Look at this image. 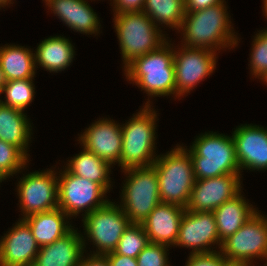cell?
Masks as SVG:
<instances>
[{
	"label": "cell",
	"mask_w": 267,
	"mask_h": 266,
	"mask_svg": "<svg viewBox=\"0 0 267 266\" xmlns=\"http://www.w3.org/2000/svg\"><path fill=\"white\" fill-rule=\"evenodd\" d=\"M226 1L203 10L185 12L182 25V46L205 48L217 52L238 45V37L231 27ZM217 50V51H216Z\"/></svg>",
	"instance_id": "obj_1"
},
{
	"label": "cell",
	"mask_w": 267,
	"mask_h": 266,
	"mask_svg": "<svg viewBox=\"0 0 267 266\" xmlns=\"http://www.w3.org/2000/svg\"><path fill=\"white\" fill-rule=\"evenodd\" d=\"M168 42L124 68L127 80L144 90L148 98L175 95L174 46Z\"/></svg>",
	"instance_id": "obj_2"
},
{
	"label": "cell",
	"mask_w": 267,
	"mask_h": 266,
	"mask_svg": "<svg viewBox=\"0 0 267 266\" xmlns=\"http://www.w3.org/2000/svg\"><path fill=\"white\" fill-rule=\"evenodd\" d=\"M196 180L241 174L232 136L213 131L198 136L190 149Z\"/></svg>",
	"instance_id": "obj_3"
},
{
	"label": "cell",
	"mask_w": 267,
	"mask_h": 266,
	"mask_svg": "<svg viewBox=\"0 0 267 266\" xmlns=\"http://www.w3.org/2000/svg\"><path fill=\"white\" fill-rule=\"evenodd\" d=\"M149 101L126 124L121 125L122 153L119 166L122 170L152 166L157 159L154 150L158 117Z\"/></svg>",
	"instance_id": "obj_4"
},
{
	"label": "cell",
	"mask_w": 267,
	"mask_h": 266,
	"mask_svg": "<svg viewBox=\"0 0 267 266\" xmlns=\"http://www.w3.org/2000/svg\"><path fill=\"white\" fill-rule=\"evenodd\" d=\"M156 169L161 202L186 208L196 181L187 147L177 145L170 152L157 155Z\"/></svg>",
	"instance_id": "obj_5"
},
{
	"label": "cell",
	"mask_w": 267,
	"mask_h": 266,
	"mask_svg": "<svg viewBox=\"0 0 267 266\" xmlns=\"http://www.w3.org/2000/svg\"><path fill=\"white\" fill-rule=\"evenodd\" d=\"M113 16L124 68L135 58L159 49L168 41L160 27L143 11Z\"/></svg>",
	"instance_id": "obj_6"
},
{
	"label": "cell",
	"mask_w": 267,
	"mask_h": 266,
	"mask_svg": "<svg viewBox=\"0 0 267 266\" xmlns=\"http://www.w3.org/2000/svg\"><path fill=\"white\" fill-rule=\"evenodd\" d=\"M123 183L120 207L131 223L142 224L161 202L155 167H130L122 170Z\"/></svg>",
	"instance_id": "obj_7"
},
{
	"label": "cell",
	"mask_w": 267,
	"mask_h": 266,
	"mask_svg": "<svg viewBox=\"0 0 267 266\" xmlns=\"http://www.w3.org/2000/svg\"><path fill=\"white\" fill-rule=\"evenodd\" d=\"M58 175V207L71 219L79 213L87 215L105 206L107 191L98 183L65 170ZM86 209V210H84ZM84 210V211H83Z\"/></svg>",
	"instance_id": "obj_8"
},
{
	"label": "cell",
	"mask_w": 267,
	"mask_h": 266,
	"mask_svg": "<svg viewBox=\"0 0 267 266\" xmlns=\"http://www.w3.org/2000/svg\"><path fill=\"white\" fill-rule=\"evenodd\" d=\"M220 252L228 262L248 266H254L253 258L267 260V216L257 211L235 234L222 242ZM264 265L267 266V262Z\"/></svg>",
	"instance_id": "obj_9"
},
{
	"label": "cell",
	"mask_w": 267,
	"mask_h": 266,
	"mask_svg": "<svg viewBox=\"0 0 267 266\" xmlns=\"http://www.w3.org/2000/svg\"><path fill=\"white\" fill-rule=\"evenodd\" d=\"M82 218L84 235L96 246V252L93 251L96 255L113 252L125 229L131 223L122 208L112 201Z\"/></svg>",
	"instance_id": "obj_10"
},
{
	"label": "cell",
	"mask_w": 267,
	"mask_h": 266,
	"mask_svg": "<svg viewBox=\"0 0 267 266\" xmlns=\"http://www.w3.org/2000/svg\"><path fill=\"white\" fill-rule=\"evenodd\" d=\"M55 170L30 172L17 185L22 219L58 207V176Z\"/></svg>",
	"instance_id": "obj_11"
},
{
	"label": "cell",
	"mask_w": 267,
	"mask_h": 266,
	"mask_svg": "<svg viewBox=\"0 0 267 266\" xmlns=\"http://www.w3.org/2000/svg\"><path fill=\"white\" fill-rule=\"evenodd\" d=\"M176 50L174 49L173 63L177 98L190 93L198 83L212 75L216 69L217 52L205 48L182 47V43L181 48Z\"/></svg>",
	"instance_id": "obj_12"
},
{
	"label": "cell",
	"mask_w": 267,
	"mask_h": 266,
	"mask_svg": "<svg viewBox=\"0 0 267 266\" xmlns=\"http://www.w3.org/2000/svg\"><path fill=\"white\" fill-rule=\"evenodd\" d=\"M214 244L221 248L213 212H195L185 209L175 242L176 247L192 249L190 254L214 252Z\"/></svg>",
	"instance_id": "obj_13"
},
{
	"label": "cell",
	"mask_w": 267,
	"mask_h": 266,
	"mask_svg": "<svg viewBox=\"0 0 267 266\" xmlns=\"http://www.w3.org/2000/svg\"><path fill=\"white\" fill-rule=\"evenodd\" d=\"M241 175L225 174L196 180L185 209L195 212H213L241 191Z\"/></svg>",
	"instance_id": "obj_14"
},
{
	"label": "cell",
	"mask_w": 267,
	"mask_h": 266,
	"mask_svg": "<svg viewBox=\"0 0 267 266\" xmlns=\"http://www.w3.org/2000/svg\"><path fill=\"white\" fill-rule=\"evenodd\" d=\"M80 145L111 166L120 161L122 153L121 125L107 118L99 119L80 134Z\"/></svg>",
	"instance_id": "obj_15"
},
{
	"label": "cell",
	"mask_w": 267,
	"mask_h": 266,
	"mask_svg": "<svg viewBox=\"0 0 267 266\" xmlns=\"http://www.w3.org/2000/svg\"><path fill=\"white\" fill-rule=\"evenodd\" d=\"M240 171L267 170V129L241 124L232 133Z\"/></svg>",
	"instance_id": "obj_16"
},
{
	"label": "cell",
	"mask_w": 267,
	"mask_h": 266,
	"mask_svg": "<svg viewBox=\"0 0 267 266\" xmlns=\"http://www.w3.org/2000/svg\"><path fill=\"white\" fill-rule=\"evenodd\" d=\"M39 249L29 225L20 219L0 239V266H33Z\"/></svg>",
	"instance_id": "obj_17"
},
{
	"label": "cell",
	"mask_w": 267,
	"mask_h": 266,
	"mask_svg": "<svg viewBox=\"0 0 267 266\" xmlns=\"http://www.w3.org/2000/svg\"><path fill=\"white\" fill-rule=\"evenodd\" d=\"M185 208L160 202L141 224L149 242L175 246Z\"/></svg>",
	"instance_id": "obj_18"
},
{
	"label": "cell",
	"mask_w": 267,
	"mask_h": 266,
	"mask_svg": "<svg viewBox=\"0 0 267 266\" xmlns=\"http://www.w3.org/2000/svg\"><path fill=\"white\" fill-rule=\"evenodd\" d=\"M86 238L72 228L52 244L41 246L33 266H79L86 252Z\"/></svg>",
	"instance_id": "obj_19"
},
{
	"label": "cell",
	"mask_w": 267,
	"mask_h": 266,
	"mask_svg": "<svg viewBox=\"0 0 267 266\" xmlns=\"http://www.w3.org/2000/svg\"><path fill=\"white\" fill-rule=\"evenodd\" d=\"M45 5L54 15L70 29L82 34H96L100 32V22L96 12L86 0H44ZM99 31V32H98Z\"/></svg>",
	"instance_id": "obj_20"
},
{
	"label": "cell",
	"mask_w": 267,
	"mask_h": 266,
	"mask_svg": "<svg viewBox=\"0 0 267 266\" xmlns=\"http://www.w3.org/2000/svg\"><path fill=\"white\" fill-rule=\"evenodd\" d=\"M241 192L213 211L221 244L258 211L252 204H248Z\"/></svg>",
	"instance_id": "obj_21"
},
{
	"label": "cell",
	"mask_w": 267,
	"mask_h": 266,
	"mask_svg": "<svg viewBox=\"0 0 267 266\" xmlns=\"http://www.w3.org/2000/svg\"><path fill=\"white\" fill-rule=\"evenodd\" d=\"M68 219L70 220V218L57 207L50 211L30 215L23 220L29 225L37 244L41 247L52 244L73 228L69 221L67 222Z\"/></svg>",
	"instance_id": "obj_22"
},
{
	"label": "cell",
	"mask_w": 267,
	"mask_h": 266,
	"mask_svg": "<svg viewBox=\"0 0 267 266\" xmlns=\"http://www.w3.org/2000/svg\"><path fill=\"white\" fill-rule=\"evenodd\" d=\"M25 111L0 102V139L18 147L27 157L32 127Z\"/></svg>",
	"instance_id": "obj_23"
},
{
	"label": "cell",
	"mask_w": 267,
	"mask_h": 266,
	"mask_svg": "<svg viewBox=\"0 0 267 266\" xmlns=\"http://www.w3.org/2000/svg\"><path fill=\"white\" fill-rule=\"evenodd\" d=\"M74 55V46L70 40L64 36L56 35L40 42L34 53V58L37 68L41 66L50 73H58L71 65Z\"/></svg>",
	"instance_id": "obj_24"
},
{
	"label": "cell",
	"mask_w": 267,
	"mask_h": 266,
	"mask_svg": "<svg viewBox=\"0 0 267 266\" xmlns=\"http://www.w3.org/2000/svg\"><path fill=\"white\" fill-rule=\"evenodd\" d=\"M31 49L19 45L0 47V66L7 81L34 79L36 63Z\"/></svg>",
	"instance_id": "obj_25"
},
{
	"label": "cell",
	"mask_w": 267,
	"mask_h": 266,
	"mask_svg": "<svg viewBox=\"0 0 267 266\" xmlns=\"http://www.w3.org/2000/svg\"><path fill=\"white\" fill-rule=\"evenodd\" d=\"M82 148L83 151L68 160L66 169L71 174L100 184L108 192L111 188V178L109 176L112 166L93 152Z\"/></svg>",
	"instance_id": "obj_26"
},
{
	"label": "cell",
	"mask_w": 267,
	"mask_h": 266,
	"mask_svg": "<svg viewBox=\"0 0 267 266\" xmlns=\"http://www.w3.org/2000/svg\"><path fill=\"white\" fill-rule=\"evenodd\" d=\"M142 11L152 19L157 27L164 24L166 27L175 28L180 32L179 28L185 16V1L145 0Z\"/></svg>",
	"instance_id": "obj_27"
},
{
	"label": "cell",
	"mask_w": 267,
	"mask_h": 266,
	"mask_svg": "<svg viewBox=\"0 0 267 266\" xmlns=\"http://www.w3.org/2000/svg\"><path fill=\"white\" fill-rule=\"evenodd\" d=\"M3 93H5V100L0 99V102L24 111L34 100L35 88L33 80L20 79L7 81L2 87L0 95Z\"/></svg>",
	"instance_id": "obj_28"
},
{
	"label": "cell",
	"mask_w": 267,
	"mask_h": 266,
	"mask_svg": "<svg viewBox=\"0 0 267 266\" xmlns=\"http://www.w3.org/2000/svg\"><path fill=\"white\" fill-rule=\"evenodd\" d=\"M149 243L143 226L141 224L130 223L122 234L115 250L111 253L137 258Z\"/></svg>",
	"instance_id": "obj_29"
},
{
	"label": "cell",
	"mask_w": 267,
	"mask_h": 266,
	"mask_svg": "<svg viewBox=\"0 0 267 266\" xmlns=\"http://www.w3.org/2000/svg\"><path fill=\"white\" fill-rule=\"evenodd\" d=\"M28 160L18 147L0 139V178L6 180L13 174L21 172V169H26Z\"/></svg>",
	"instance_id": "obj_30"
},
{
	"label": "cell",
	"mask_w": 267,
	"mask_h": 266,
	"mask_svg": "<svg viewBox=\"0 0 267 266\" xmlns=\"http://www.w3.org/2000/svg\"><path fill=\"white\" fill-rule=\"evenodd\" d=\"M258 32L253 40L249 65L252 76L260 79L267 72V29Z\"/></svg>",
	"instance_id": "obj_31"
},
{
	"label": "cell",
	"mask_w": 267,
	"mask_h": 266,
	"mask_svg": "<svg viewBox=\"0 0 267 266\" xmlns=\"http://www.w3.org/2000/svg\"><path fill=\"white\" fill-rule=\"evenodd\" d=\"M168 248L167 245L150 242L137 256L138 266H170Z\"/></svg>",
	"instance_id": "obj_32"
},
{
	"label": "cell",
	"mask_w": 267,
	"mask_h": 266,
	"mask_svg": "<svg viewBox=\"0 0 267 266\" xmlns=\"http://www.w3.org/2000/svg\"><path fill=\"white\" fill-rule=\"evenodd\" d=\"M228 261L219 251L190 254L185 266H224Z\"/></svg>",
	"instance_id": "obj_33"
},
{
	"label": "cell",
	"mask_w": 267,
	"mask_h": 266,
	"mask_svg": "<svg viewBox=\"0 0 267 266\" xmlns=\"http://www.w3.org/2000/svg\"><path fill=\"white\" fill-rule=\"evenodd\" d=\"M144 3L145 0H113V12H142Z\"/></svg>",
	"instance_id": "obj_34"
},
{
	"label": "cell",
	"mask_w": 267,
	"mask_h": 266,
	"mask_svg": "<svg viewBox=\"0 0 267 266\" xmlns=\"http://www.w3.org/2000/svg\"><path fill=\"white\" fill-rule=\"evenodd\" d=\"M184 1H185V12L203 10L210 6L224 2V0H184Z\"/></svg>",
	"instance_id": "obj_35"
},
{
	"label": "cell",
	"mask_w": 267,
	"mask_h": 266,
	"mask_svg": "<svg viewBox=\"0 0 267 266\" xmlns=\"http://www.w3.org/2000/svg\"><path fill=\"white\" fill-rule=\"evenodd\" d=\"M110 266H138L136 258L123 256L117 253L106 254Z\"/></svg>",
	"instance_id": "obj_36"
},
{
	"label": "cell",
	"mask_w": 267,
	"mask_h": 266,
	"mask_svg": "<svg viewBox=\"0 0 267 266\" xmlns=\"http://www.w3.org/2000/svg\"><path fill=\"white\" fill-rule=\"evenodd\" d=\"M90 255L85 258L83 254L79 266H110L106 255H96L92 253Z\"/></svg>",
	"instance_id": "obj_37"
},
{
	"label": "cell",
	"mask_w": 267,
	"mask_h": 266,
	"mask_svg": "<svg viewBox=\"0 0 267 266\" xmlns=\"http://www.w3.org/2000/svg\"><path fill=\"white\" fill-rule=\"evenodd\" d=\"M6 83V80L4 78L3 72L1 70V66H0V93L2 91V87L4 86V84Z\"/></svg>",
	"instance_id": "obj_38"
},
{
	"label": "cell",
	"mask_w": 267,
	"mask_h": 266,
	"mask_svg": "<svg viewBox=\"0 0 267 266\" xmlns=\"http://www.w3.org/2000/svg\"><path fill=\"white\" fill-rule=\"evenodd\" d=\"M224 266H248V265L237 262H227Z\"/></svg>",
	"instance_id": "obj_39"
},
{
	"label": "cell",
	"mask_w": 267,
	"mask_h": 266,
	"mask_svg": "<svg viewBox=\"0 0 267 266\" xmlns=\"http://www.w3.org/2000/svg\"><path fill=\"white\" fill-rule=\"evenodd\" d=\"M263 13H264V16H266V19H267V0H263Z\"/></svg>",
	"instance_id": "obj_40"
},
{
	"label": "cell",
	"mask_w": 267,
	"mask_h": 266,
	"mask_svg": "<svg viewBox=\"0 0 267 266\" xmlns=\"http://www.w3.org/2000/svg\"><path fill=\"white\" fill-rule=\"evenodd\" d=\"M7 5H8V0H0V9H1V7L4 8Z\"/></svg>",
	"instance_id": "obj_41"
},
{
	"label": "cell",
	"mask_w": 267,
	"mask_h": 266,
	"mask_svg": "<svg viewBox=\"0 0 267 266\" xmlns=\"http://www.w3.org/2000/svg\"><path fill=\"white\" fill-rule=\"evenodd\" d=\"M260 79L267 84V72Z\"/></svg>",
	"instance_id": "obj_42"
},
{
	"label": "cell",
	"mask_w": 267,
	"mask_h": 266,
	"mask_svg": "<svg viewBox=\"0 0 267 266\" xmlns=\"http://www.w3.org/2000/svg\"><path fill=\"white\" fill-rule=\"evenodd\" d=\"M43 1H44V0H43ZM12 2H13V0H8V5H9V4H13Z\"/></svg>",
	"instance_id": "obj_43"
}]
</instances>
